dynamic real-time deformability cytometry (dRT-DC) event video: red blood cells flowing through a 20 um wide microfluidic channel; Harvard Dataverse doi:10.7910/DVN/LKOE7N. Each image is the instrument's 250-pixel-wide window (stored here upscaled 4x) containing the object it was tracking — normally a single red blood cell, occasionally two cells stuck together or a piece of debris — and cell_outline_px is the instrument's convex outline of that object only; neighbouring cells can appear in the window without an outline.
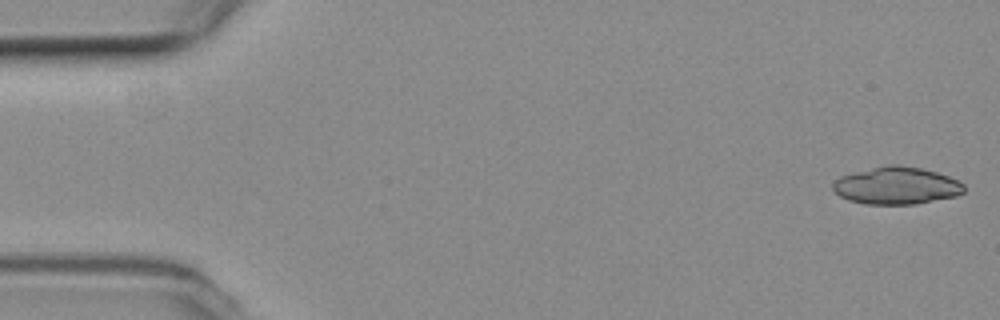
{"species": "common noctule bat (a hibernating species)", "species_latin": "Nyctalus noctula", "temperature_condition": "room temperature", "stored_images_in_passage": 8, "camera_frame_rate_fps": 3000, "um_per_image_px": 0.085, "animal": {"sex": "female", "body_mass_g": 19.3, "forearm_length_mm": 54.1}, "frame": {"image": 1, "passage_image": 1, "time_ms": 0.0, "image_size_px": [1000, 320], "cell_outline_px": [[964, 192], [956, 196], [916, 204], [868, 204], [848, 200], [840, 196], [832, 188], [832, 184], [840, 176], [888, 164], [900, 164], [920, 168], [936, 172], [960, 180], [964, 184]], "centroid_in_image_um": [76.23, 15.78], "position_along_channel_um": 8.8, "area_um2": 28.5}}